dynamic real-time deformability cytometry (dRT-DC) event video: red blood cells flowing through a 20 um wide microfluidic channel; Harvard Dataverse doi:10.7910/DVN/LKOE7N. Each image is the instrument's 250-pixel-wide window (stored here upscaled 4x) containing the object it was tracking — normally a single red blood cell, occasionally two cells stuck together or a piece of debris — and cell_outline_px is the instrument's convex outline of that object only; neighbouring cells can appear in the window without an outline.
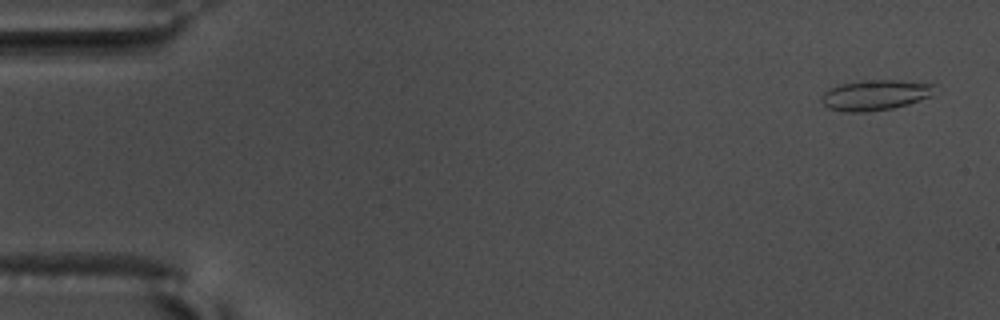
{"species": "common noctule bat (a hibernating species)", "species_latin": "Nyctalus noctula", "temperature_condition": "warm", "stored_images_in_passage": 51, "camera_frame_rate_fps": 3000, "um_per_image_px": 0.085, "animal": {"sex": "male", "body_mass_g": 17.5, "forearm_length_mm": 52.3}, "frame": {"image": 1, "passage_image": 2, "time_ms": 0.333, "image_size_px": [1000, 320], "cell_outline_px": [[936, 84], [932, 96], [908, 104], [892, 108], [868, 112], [844, 112], [828, 108], [820, 100], [820, 96], [824, 92], [840, 84], [864, 80], [900, 80]], "centroid_in_image_um": [74.4, 8.08], "position_along_channel_um": 10.6, "area_um2": 20.17}}
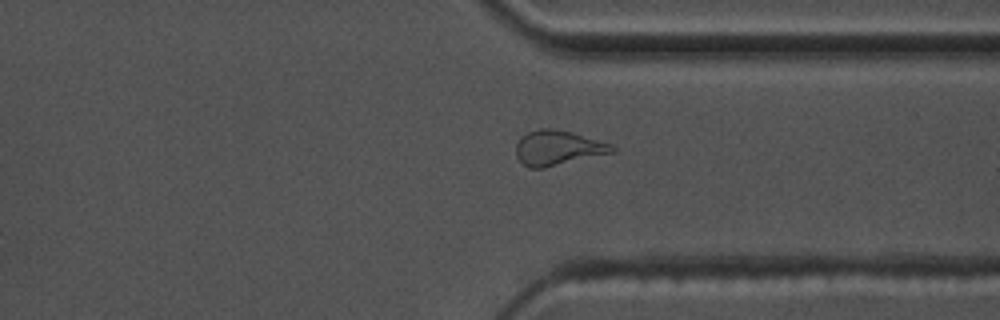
{"frame": {"image": 2, "passage_image": 42, "time_ms": 13.667, "image_size_px": [1000, 320], "cell_outline_px": [[616, 152], [544, 168], [528, 168], [516, 156], [516, 144], [520, 136], [528, 132], [540, 128], [552, 128], [572, 132], [612, 144], [616, 148]], "centroid_in_image_um": [47.42, 12.57], "position_along_channel_um": 364.0, "area_um2": 19.65}}
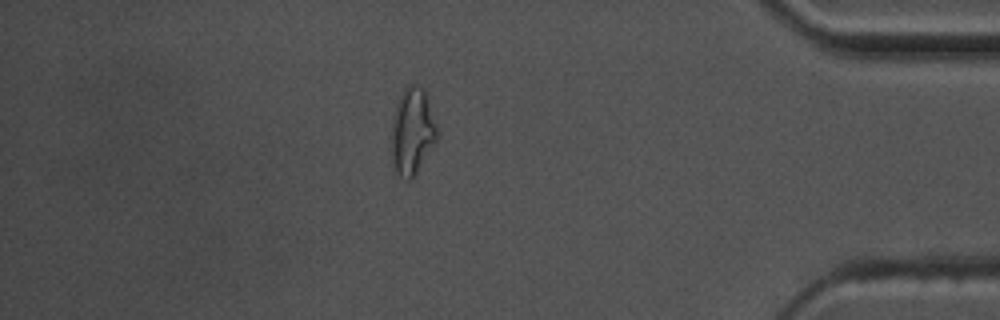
{"frame": {"image": 3, "passage_image": 48, "time_ms": 15.667, "image_size_px": [1000, 320], "cell_outline_px": [[436, 140], [412, 180], [404, 180], [392, 168], [392, 116], [396, 104], [404, 88], [408, 84], [416, 84], [424, 88], [436, 124]], "centroid_in_image_um": [35.01, 11.17], "position_along_channel_um": 400.2, "area_um2": 23.0}, "authors_computed_cell_mechanics": {"area_um2": 18.4382, "velocity_mm_per_s": 3.6674, "shape_relaxation_time_tau1_ms": 7.0724, "shape_relaxation_time_tau2_ms": 1.8218, "deformation_change_tau1": 0.1798, "deformation_change_tau2": 0.0942}}